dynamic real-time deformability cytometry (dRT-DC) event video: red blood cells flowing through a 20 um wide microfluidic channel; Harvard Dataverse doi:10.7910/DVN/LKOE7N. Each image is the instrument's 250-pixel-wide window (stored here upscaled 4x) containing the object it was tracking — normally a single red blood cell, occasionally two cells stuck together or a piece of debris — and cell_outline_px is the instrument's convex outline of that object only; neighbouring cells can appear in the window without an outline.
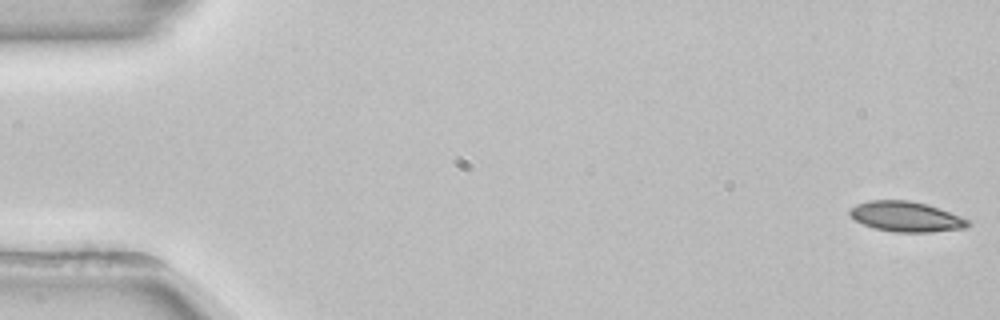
{"species": "common noctule bat (a hibernating species)", "species_latin": "Nyctalus noctula", "temperature_condition": "room temperature", "stored_images_in_passage": 53, "camera_frame_rate_fps": 3000, "um_per_image_px": 0.085, "animal": {"sex": "female", "body_mass_g": 22.7, "forearm_length_mm": 54.2}, "frame": {"image": 1, "passage_image": 1, "time_ms": 0.0, "image_size_px": [1000, 320], "cell_outline_px": [[972, 224], [964, 228], [928, 232], [892, 232], [872, 228], [856, 220], [848, 212], [856, 204], [868, 200], [908, 200], [928, 204], [960, 216], [968, 220]], "centroid_in_image_um": [77.01, 18.41], "position_along_channel_um": 8.0, "area_um2": 20.75}}
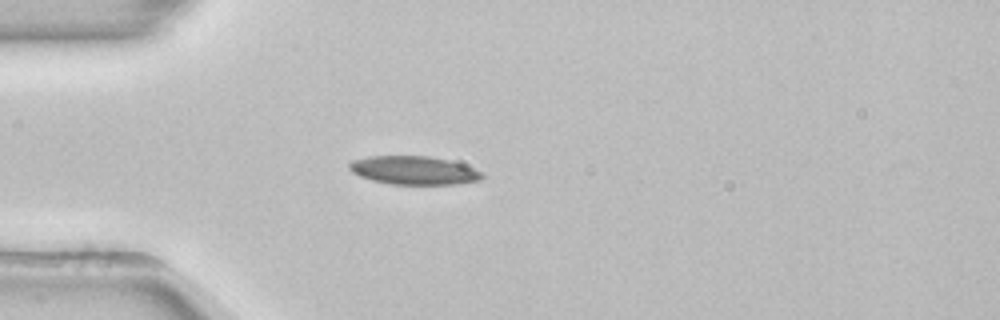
{"frame": {"image": 2, "passage_image": 15, "time_ms": 4.667, "image_size_px": [1000, 320], "cell_outline_px": [[484, 176], [480, 180], [456, 184], [388, 184], [372, 180], [360, 176], [352, 172], [348, 168], [348, 164], [352, 160], [368, 156], [428, 156], [448, 160], [484, 172]], "centroid_in_image_um": [35.14, 14.48], "position_along_channel_um": 49.9, "area_um2": 21.96}}
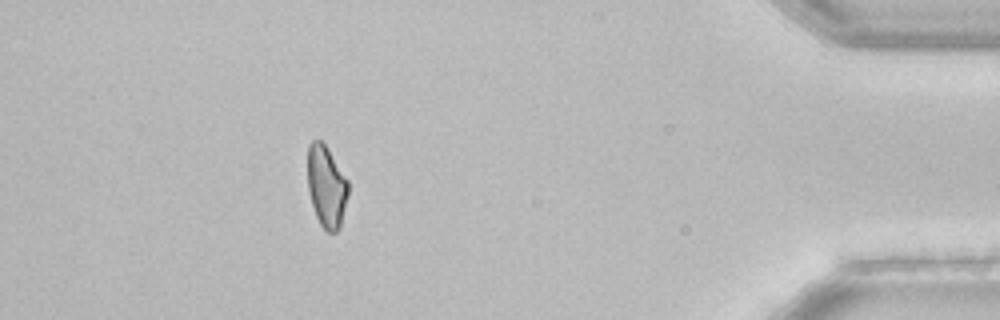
{"frame": {"image": 3, "passage_image": 48, "time_ms": 15.667, "image_size_px": [1000, 320], "cell_outline_px": [[348, 196], [340, 228], [336, 232], [328, 232], [320, 224], [316, 216], [312, 204], [308, 188], [308, 144], [312, 140], [320, 140], [328, 148], [348, 180]], "centroid_in_image_um": [27.76, 15.84], "position_along_channel_um": 407.4, "area_um2": 19.36}}